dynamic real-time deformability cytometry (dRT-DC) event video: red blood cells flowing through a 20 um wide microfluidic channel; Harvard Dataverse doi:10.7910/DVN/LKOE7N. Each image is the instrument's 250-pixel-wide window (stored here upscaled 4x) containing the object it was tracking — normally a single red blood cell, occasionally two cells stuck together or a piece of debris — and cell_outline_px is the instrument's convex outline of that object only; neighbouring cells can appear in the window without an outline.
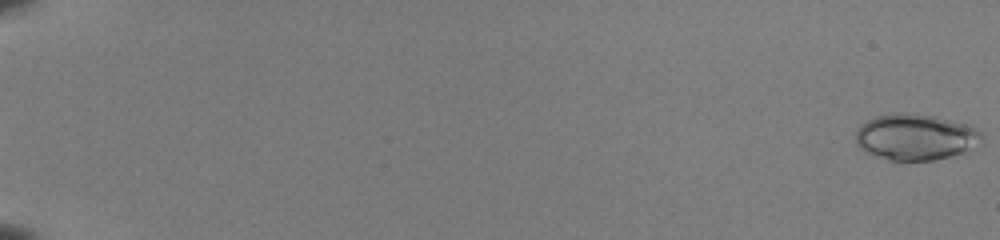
{"species": "common noctule bat (a hibernating species)", "species_latin": "Nyctalus noctula", "temperature_condition": "room temperature", "stored_images_in_passage": 54, "camera_frame_rate_fps": 3000, "um_per_image_px": 0.085, "animal": {"sex": "female", "body_mass_g": 22.0, "forearm_length_mm": 56.7}, "frame": {"image": 1, "passage_image": 1, "time_ms": 0.0, "image_size_px": [1000, 240], "cell_outline_px": [[984, 144], [964, 152], [932, 160], [888, 160], [864, 152], [856, 144], [856, 132], [868, 120], [876, 116], [896, 112], [900, 112], [936, 116], [964, 124], [976, 128], [980, 132]], "centroid_in_image_um": [77.84, 11.65], "position_along_channel_um": 7.2, "area_um2": 33.87}}
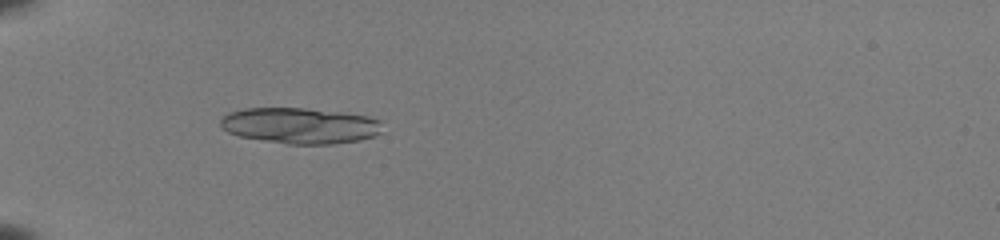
{"frame": {"image": 2, "passage_image": 20, "time_ms": 6.333, "image_size_px": [1000, 240], "cell_outline_px": [[380, 132], [376, 136], [360, 140], [332, 144], [288, 144], [240, 136], [228, 132], [220, 124], [220, 120], [228, 112], [244, 108], [304, 108], [340, 112], [368, 116], [380, 120]], "centroid_in_image_um": [25.51, 10.67], "position_along_channel_um": 59.5, "area_um2": 33.76}}